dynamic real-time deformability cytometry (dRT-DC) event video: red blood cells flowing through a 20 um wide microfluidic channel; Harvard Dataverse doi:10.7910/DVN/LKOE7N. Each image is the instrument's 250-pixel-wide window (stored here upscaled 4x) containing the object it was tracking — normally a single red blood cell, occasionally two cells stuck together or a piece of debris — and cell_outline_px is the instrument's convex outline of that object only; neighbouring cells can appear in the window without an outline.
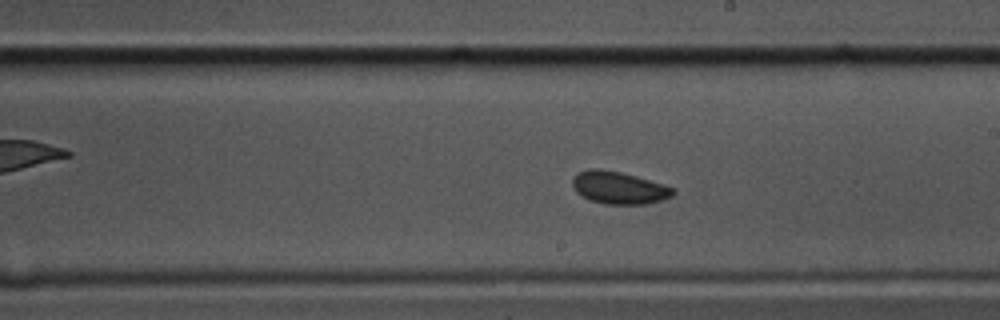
{"species": "common noctule bat (a hibernating species)", "species_latin": "Nyctalus noctula", "temperature_condition": "cold", "stored_images_in_passage": 56, "segment_of_instrument_passage": [1, 2], "camera_frame_rate_fps": 3000, "um_per_image_px": 0.085, "animal": {"sex": "male", "body_mass_g": 17.5, "forearm_length_mm": 52.3}, "frame": {"image": 1, "passage_image": 30, "time_ms": 9.667, "image_size_px": [1000, 320], "cell_outline_px": [[676, 192], [672, 196], [648, 204], [604, 204], [592, 200], [576, 192], [572, 188], [572, 176], [576, 172], [588, 168], [600, 168], [620, 172], [636, 176], [664, 184], [676, 188]], "centroid_in_image_um": [52.59, 15.94], "position_along_channel_um": 236.4, "area_um2": 19.25}}
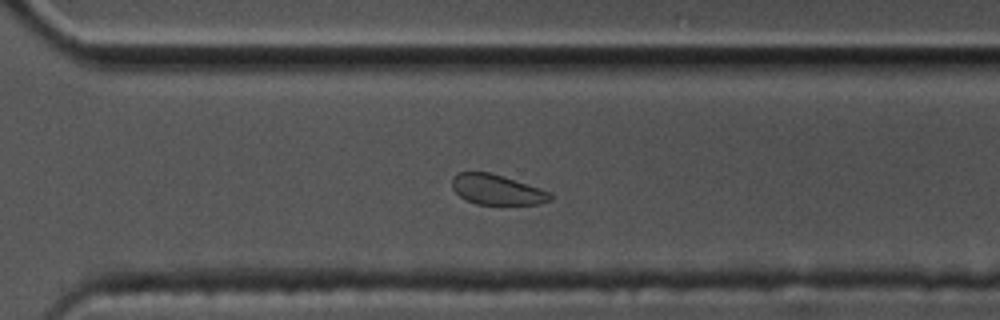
{"frame": {"image": 2, "passage_image": 38, "time_ms": 12.333, "image_size_px": [1000, 320], "cell_outline_px": [[552, 200], [536, 204], [476, 204], [460, 196], [452, 188], [452, 176], [460, 172], [488, 172], [504, 176], [552, 192]], "centroid_in_image_um": [42.25, 16.11], "position_along_channel_um": 328.4, "area_um2": 17.22}}
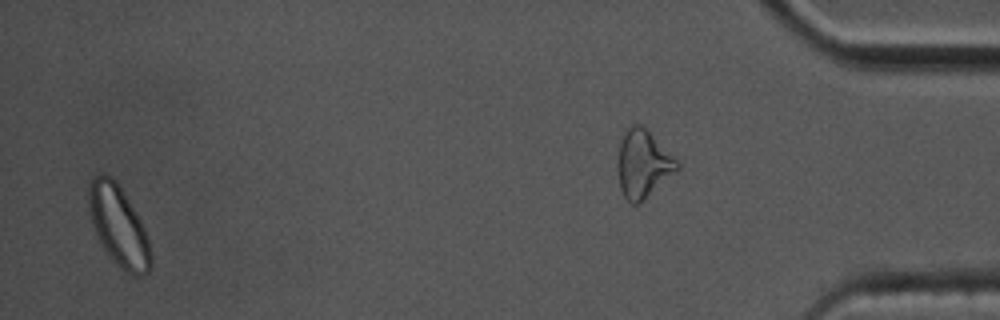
{"frame": {"image": 3, "passage_image": 54, "time_ms": 17.667, "image_size_px": [1000, 320], "cell_outline_px": [[152, 268], [144, 276], [132, 276], [124, 272], [112, 260], [104, 248], [92, 224], [88, 208], [88, 184], [100, 172], [104, 172], [112, 176], [120, 184], [136, 212], [144, 228], [148, 240], [152, 256]], "centroid_in_image_um": [10.09, 19.2], "position_along_channel_um": 425.1, "area_um2": 29.54}}